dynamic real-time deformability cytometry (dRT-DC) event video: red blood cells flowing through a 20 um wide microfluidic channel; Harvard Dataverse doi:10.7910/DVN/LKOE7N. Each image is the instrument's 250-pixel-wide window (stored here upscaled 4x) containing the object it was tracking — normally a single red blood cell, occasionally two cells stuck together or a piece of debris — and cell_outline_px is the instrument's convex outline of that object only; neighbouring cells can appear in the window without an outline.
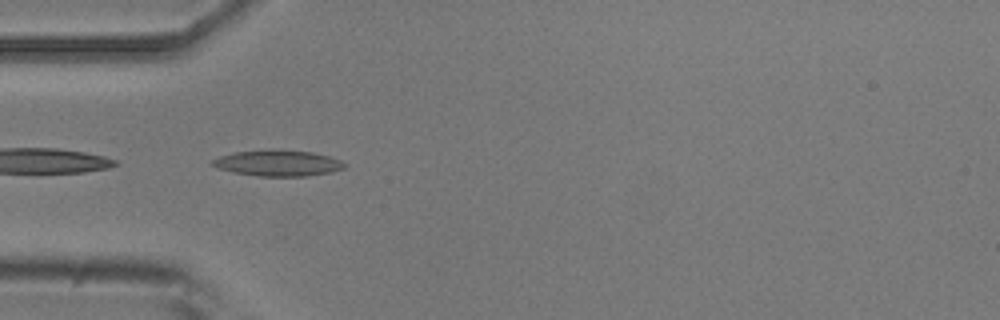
{"species": "common noctule bat (a hibernating species)", "species_latin": "Nyctalus noctula", "temperature_condition": "room temperature", "stored_images_in_passage": 6, "camera_frame_rate_fps": 3000, "um_per_image_px": 0.085, "animal": {"sex": "male", "body_mass_g": 20.5, "forearm_length_mm": 52.5}, "frame": {"image": 1, "passage_image": 5, "time_ms": 4.667, "image_size_px": [1000, 320], "cell_outline_px": [[348, 164], [344, 168], [332, 172], [304, 176], [260, 176], [232, 172], [208, 164], [212, 160], [220, 156], [236, 152], [272, 148], [312, 152], [328, 156], [340, 160]], "centroid_in_image_um": [23.63, 13.85], "position_along_channel_um": 61.4, "area_um2": 20.17}}